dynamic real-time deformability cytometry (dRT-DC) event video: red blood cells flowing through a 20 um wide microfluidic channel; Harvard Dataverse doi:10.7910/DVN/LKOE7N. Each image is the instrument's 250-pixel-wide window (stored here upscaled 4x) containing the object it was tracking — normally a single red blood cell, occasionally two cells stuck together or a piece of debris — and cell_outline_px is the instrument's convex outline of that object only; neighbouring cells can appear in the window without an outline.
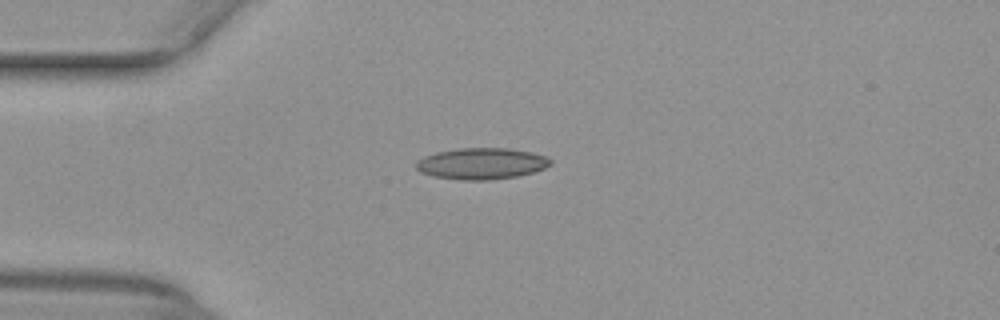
{"species": "common noctule bat (a hibernating species)", "species_latin": "Nyctalus noctula", "temperature_condition": "warm", "stored_images_in_passage": 34, "camera_frame_rate_fps": 3000, "um_per_image_px": 0.085, "animal": {"sex": "female", "body_mass_g": 29.2, "forearm_length_mm": 56.3}, "frame": {"image": 1, "passage_image": 1, "time_ms": 0.0, "image_size_px": [1000, 320], "cell_outline_px": [[552, 164], [544, 168], [532, 172], [516, 176], [488, 180], [460, 180], [432, 176], [420, 172], [416, 168], [416, 160], [424, 156], [436, 152], [460, 148], [508, 148], [532, 152], [548, 156], [552, 160]], "centroid_in_image_um": [40.92, 13.9], "position_along_channel_um": 44.1, "area_um2": 24.68}}
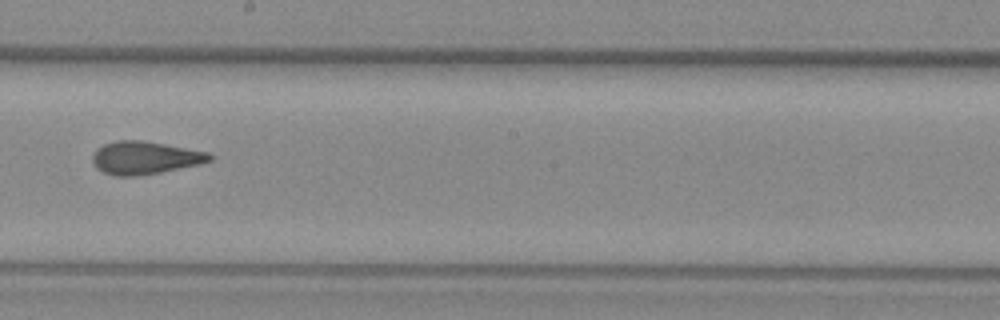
{"frame": {"image": 2, "passage_image": 17, "time_ms": 5.333, "image_size_px": [1000, 320], "cell_outline_px": [[212, 160], [200, 164], [160, 172], [132, 176], [116, 176], [104, 172], [96, 168], [92, 160], [92, 156], [96, 148], [104, 144], [116, 140], [140, 140], [164, 144], [208, 152], [212, 156]], "centroid_in_image_um": [12.28, 13.4], "position_along_channel_um": 235.9, "area_um2": 22.25}}
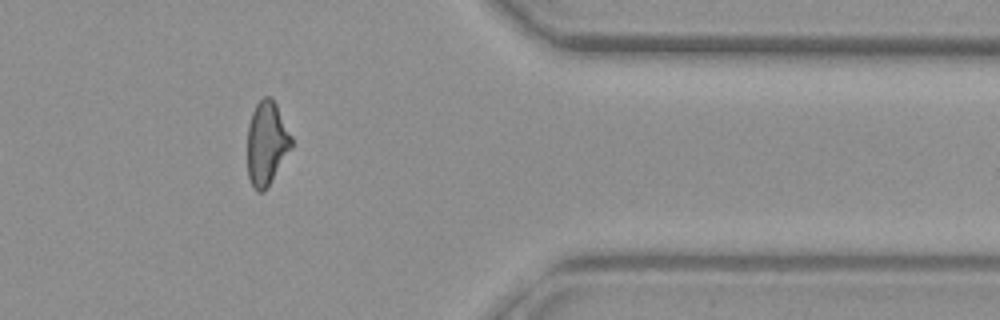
{"frame": {"image": 3, "passage_image": 30, "time_ms": 9.667, "image_size_px": [1000, 320], "cell_outline_px": [[292, 148], [264, 192], [256, 192], [252, 188], [248, 176], [248, 124], [252, 112], [256, 104], [264, 96], [272, 96], [292, 136]], "centroid_in_image_um": [22.66, 12.18], "position_along_channel_um": 388.7, "area_um2": 21.62}, "authors_computed_cell_mechanics": {"area_um2": 22.3108, "velocity_mm_per_s": 3.9974, "shape_relaxation_time_tau1_ms": null, "shape_relaxation_time_tau2_ms": 1.9381, "deformation_change_tau1": null, "deformation_change_tau2": 0.1045}}